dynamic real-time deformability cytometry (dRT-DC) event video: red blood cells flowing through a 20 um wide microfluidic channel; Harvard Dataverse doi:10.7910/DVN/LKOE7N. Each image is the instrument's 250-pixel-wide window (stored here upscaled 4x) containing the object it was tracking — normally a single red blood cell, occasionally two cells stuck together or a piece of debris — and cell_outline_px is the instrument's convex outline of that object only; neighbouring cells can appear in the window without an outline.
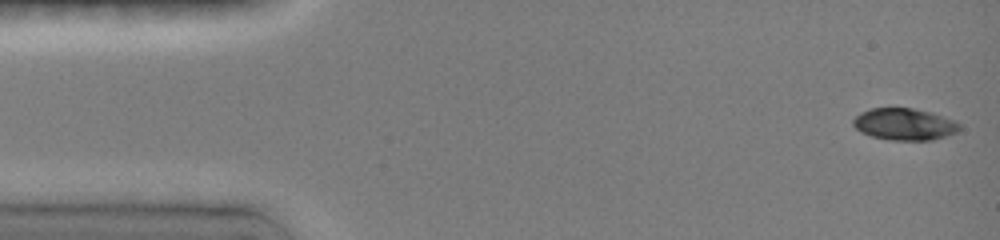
{"species": "common noctule bat (a hibernating species)", "species_latin": "Nyctalus noctula", "temperature_condition": "room temperature", "stored_images_in_passage": 18, "camera_frame_rate_fps": 3000, "um_per_image_px": 0.085, "animal": {"sex": "female", "body_mass_g": 19.0, "forearm_length_mm": 51.5}, "frame": {"image": 1, "passage_image": 1, "time_ms": 0.0, "image_size_px": [1000, 240], "cell_outline_px": [[960, 128], [956, 132], [932, 140], [892, 140], [872, 136], [860, 132], [852, 124], [852, 120], [860, 112], [872, 108], [912, 108], [932, 112], [956, 120], [960, 124]], "centroid_in_image_um": [76.87, 10.55], "position_along_channel_um": 8.1, "area_um2": 19.77}}
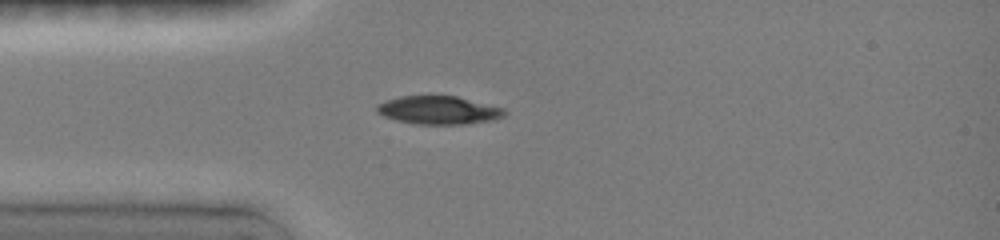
{"frame": {"image": 2, "passage_image": 10, "time_ms": 3.667, "image_size_px": [1000, 240], "cell_outline_px": [[508, 112], [504, 116], [492, 120], [464, 124], [416, 124], [396, 120], [384, 116], [376, 112], [376, 104], [400, 96], [456, 96], [504, 108]], "centroid_in_image_um": [37.28, 9.36], "position_along_channel_um": 47.7, "area_um2": 20.92}}
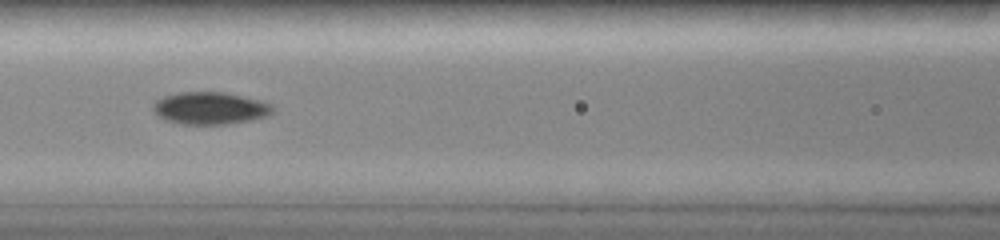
{"frame": {"image": 3, "passage_image": 16, "time_ms": 6.333, "image_size_px": [1000, 240], "cell_outline_px": [[276, 108], [268, 116], [252, 120], [224, 124], [180, 124], [164, 120], [156, 116], [152, 112], [152, 104], [156, 100], [164, 96], [180, 92], [220, 92], [260, 100], [272, 104]], "centroid_in_image_um": [17.82, 9.21], "position_along_channel_um": 148.8, "area_um2": 22.72}}